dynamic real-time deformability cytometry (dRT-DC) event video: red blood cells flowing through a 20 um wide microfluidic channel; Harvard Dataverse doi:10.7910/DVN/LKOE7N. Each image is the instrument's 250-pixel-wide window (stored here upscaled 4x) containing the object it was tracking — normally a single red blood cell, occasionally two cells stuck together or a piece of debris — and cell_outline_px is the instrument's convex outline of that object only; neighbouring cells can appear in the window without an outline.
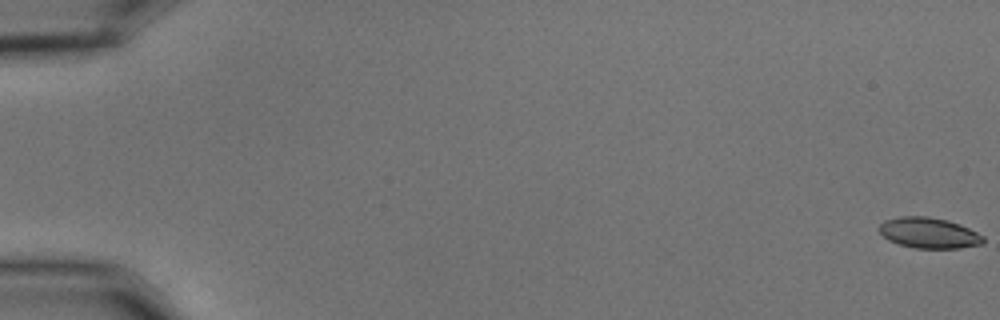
{"species": "common noctule bat (a hibernating species)", "species_latin": "Nyctalus noctula", "temperature_condition": "cold", "stored_images_in_passage": 57, "camera_frame_rate_fps": 3000, "um_per_image_px": 0.085, "animal": {"sex": "male", "body_mass_g": 15.6}, "frame": {"image": 1, "passage_image": 1, "time_ms": 0.0, "image_size_px": [1000, 320], "cell_outline_px": [[984, 244], [960, 248], [916, 248], [900, 244], [888, 240], [876, 228], [884, 220], [900, 216], [928, 216], [948, 220], [960, 224], [984, 236]], "centroid_in_image_um": [78.95, 19.79], "position_along_channel_um": 6.0, "area_um2": 18.73}}
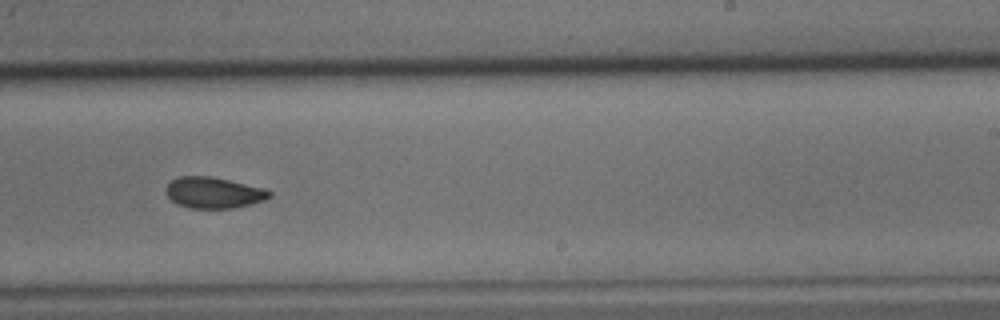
{"frame": {"image": 2, "passage_image": 37, "time_ms": 12.0, "image_size_px": [1000, 320], "cell_outline_px": [[272, 196], [264, 200], [232, 208], [188, 208], [176, 204], [164, 192], [164, 188], [172, 180], [180, 176], [212, 176], [268, 188], [272, 192]], "centroid_in_image_um": [18.17, 16.36], "position_along_channel_um": 270.8, "area_um2": 19.02}}
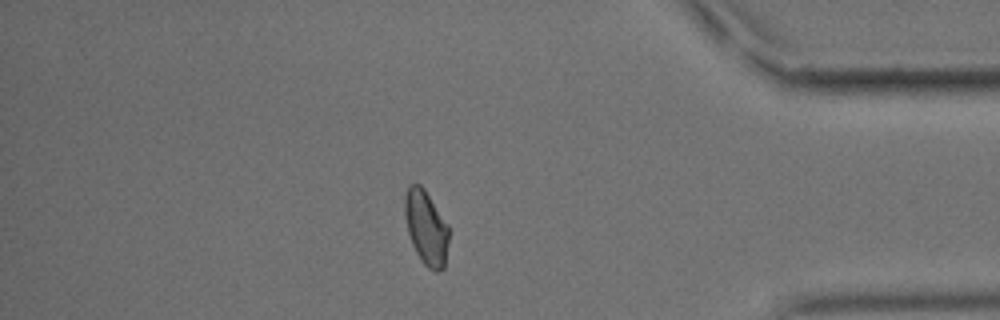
{"frame": {"image": 3, "passage_image": 50, "time_ms": 16.333, "image_size_px": [1000, 320], "cell_outline_px": [[448, 244], [444, 268], [436, 272], [432, 272], [424, 264], [416, 252], [412, 244], [408, 232], [404, 212], [404, 196], [408, 188], [412, 184], [420, 184], [424, 188], [448, 224]], "centroid_in_image_um": [36.22, 19.36], "position_along_channel_um": 399.0, "area_um2": 19.07}, "authors_computed_cell_mechanics": {"area_um2": 19.1318, "velocity_mm_per_s": 3.6089, "shape_relaxation_time_tau1_ms": null, "shape_relaxation_time_tau2_ms": 4.2778, "deformation_change_tau1": null, "deformation_change_tau2": 0.083}}